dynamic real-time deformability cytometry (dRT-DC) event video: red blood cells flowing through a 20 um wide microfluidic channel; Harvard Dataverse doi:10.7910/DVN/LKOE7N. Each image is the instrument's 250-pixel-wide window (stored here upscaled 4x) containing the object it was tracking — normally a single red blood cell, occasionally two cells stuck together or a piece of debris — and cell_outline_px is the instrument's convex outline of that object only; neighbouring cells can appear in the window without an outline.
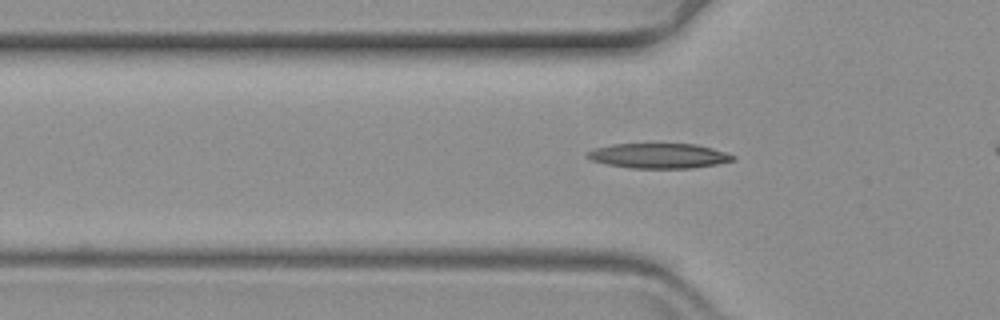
{"species": "common noctule bat (a hibernating species)", "species_latin": "Nyctalus noctula", "temperature_condition": "warm", "stored_images_in_passage": 50, "camera_frame_rate_fps": 3000, "um_per_image_px": 0.085, "animal": {"sex": "female", "body_mass_g": 19.3, "forearm_length_mm": 54.1}, "frame": {"image": 1, "passage_image": 20, "time_ms": 6.333, "image_size_px": [1000, 320], "cell_outline_px": [[736, 160], [716, 164], [692, 168], [632, 168], [608, 164], [592, 160], [584, 156], [588, 152], [596, 148], [612, 144], [696, 144], [728, 152], [736, 156]], "centroid_in_image_um": [56.05, 13.24], "position_along_channel_um": 69.7, "area_um2": 21.15}}
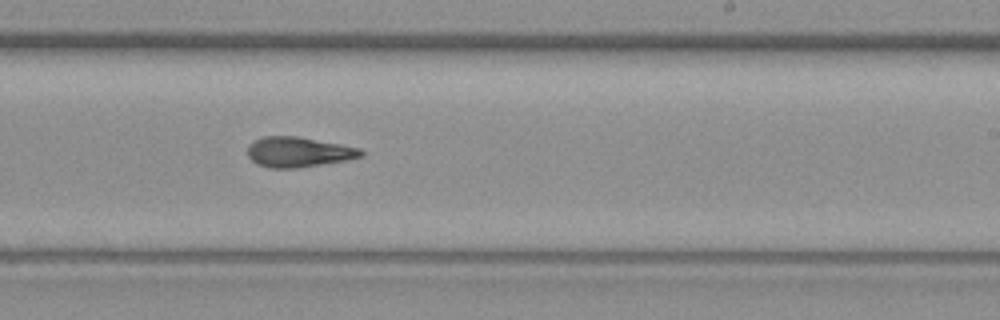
{"frame": {"image": 2, "passage_image": 37, "time_ms": 12.0, "image_size_px": [1000, 320], "cell_outline_px": [[364, 156], [348, 160], [300, 168], [268, 168], [256, 164], [248, 156], [248, 144], [264, 136], [296, 136], [340, 144], [360, 148], [364, 152]], "centroid_in_image_um": [25.38, 12.93], "position_along_channel_um": 263.6, "area_um2": 20.06}}
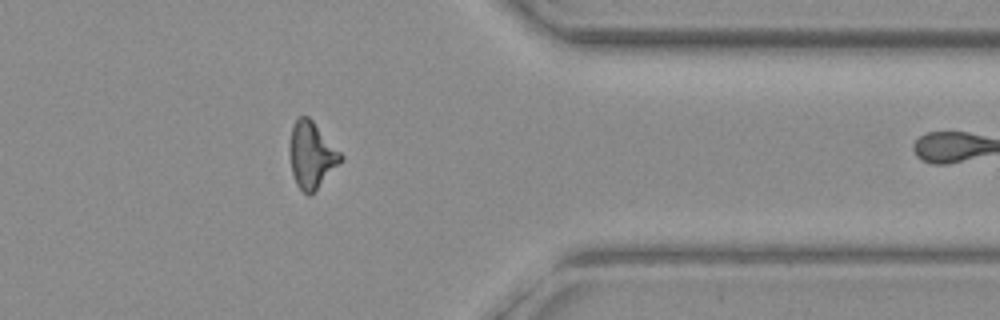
{"frame": {"image": 3, "passage_image": 49, "time_ms": 16.0, "image_size_px": [1000, 320], "cell_outline_px": [[344, 160], [308, 196], [296, 184], [292, 172], [288, 152], [288, 148], [292, 128], [296, 120], [300, 116], [308, 116], [312, 120], [344, 156]], "centroid_in_image_um": [26.47, 13.16], "position_along_channel_um": 384.9, "area_um2": 19.59}}